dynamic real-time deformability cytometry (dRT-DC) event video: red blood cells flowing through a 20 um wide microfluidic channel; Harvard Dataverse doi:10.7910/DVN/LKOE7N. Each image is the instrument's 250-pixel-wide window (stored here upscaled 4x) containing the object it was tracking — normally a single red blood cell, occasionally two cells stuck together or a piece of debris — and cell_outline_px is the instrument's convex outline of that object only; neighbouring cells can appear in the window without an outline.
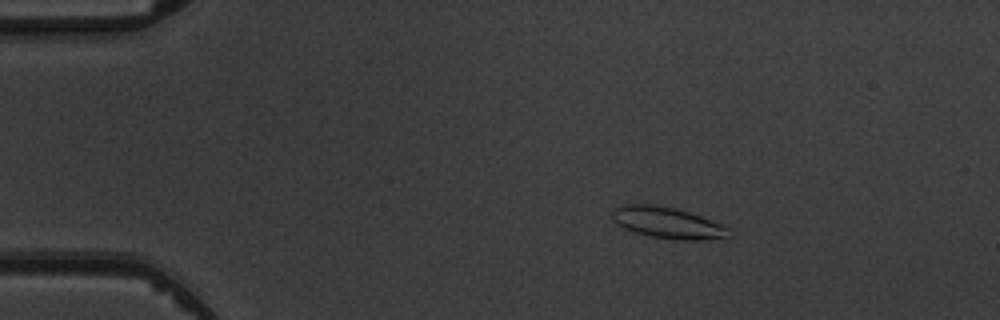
{"species": "common noctule bat (a hibernating species)", "species_latin": "Nyctalus noctula", "temperature_condition": "warm", "stored_images_in_passage": 5, "camera_frame_rate_fps": 3000, "um_per_image_px": 0.085, "animal": {"sex": "male", "body_mass_g": 19.5, "forearm_length_mm": 54.6}, "frame": {"image": 1, "passage_image": 3, "time_ms": 2.333, "image_size_px": [1000, 320], "cell_outline_px": [[728, 240], [680, 240], [652, 236], [636, 232], [624, 228], [616, 224], [612, 220], [612, 208], [620, 204], [656, 204], [688, 212], [724, 224], [728, 228]], "centroid_in_image_um": [56.75, 18.94], "position_along_channel_um": 28.2, "area_um2": 21.56}}